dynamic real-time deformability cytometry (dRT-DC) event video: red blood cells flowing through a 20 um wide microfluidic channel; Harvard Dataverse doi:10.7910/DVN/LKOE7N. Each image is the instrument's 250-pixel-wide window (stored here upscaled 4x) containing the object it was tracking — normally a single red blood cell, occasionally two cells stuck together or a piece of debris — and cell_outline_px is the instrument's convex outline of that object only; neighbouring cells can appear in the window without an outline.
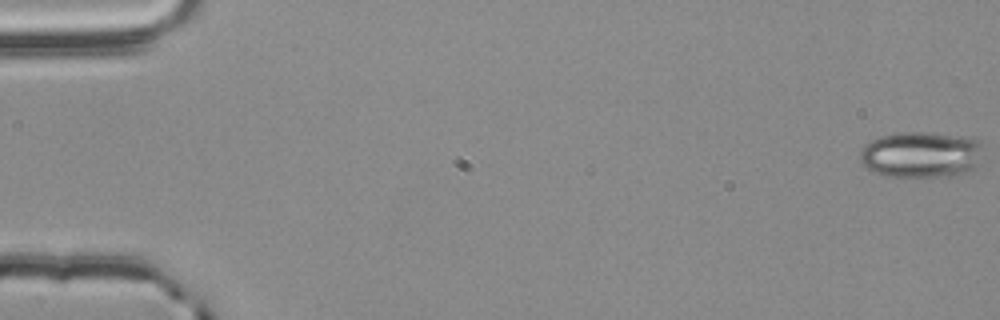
{"species": "common noctule bat (a hibernating species)", "species_latin": "Nyctalus noctula", "temperature_condition": "room temperature", "stored_images_in_passage": 56, "camera_frame_rate_fps": 3000, "um_per_image_px": 0.085, "animal": {"sex": "male", "body_mass_g": 20.4}, "frame": {"image": 1, "passage_image": 1, "time_ms": 0.0, "image_size_px": [1000, 320], "cell_outline_px": [[984, 144], [976, 164], [968, 172], [952, 176], [904, 180], [884, 176], [872, 172], [860, 160], [860, 152], [872, 140], [880, 136], [904, 132], [928, 132], [964, 136], [984, 140]], "centroid_in_image_um": [78.31, 13.18], "position_along_channel_um": 6.7, "area_um2": 34.1}}
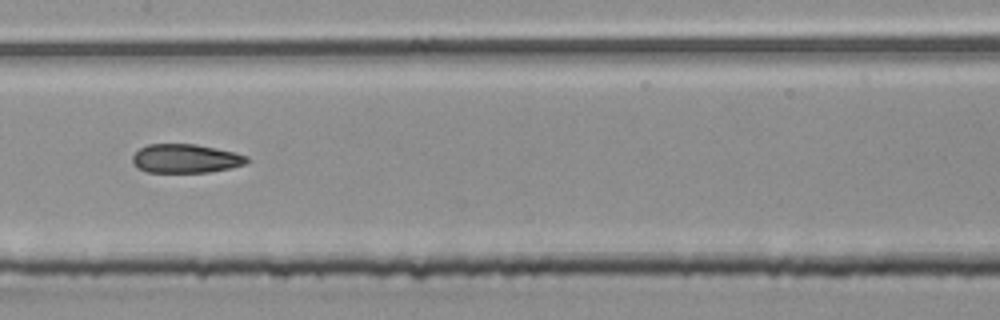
{"frame": {"image": 2, "passage_image": 29, "time_ms": 9.333, "image_size_px": [1000, 320], "cell_outline_px": [[252, 160], [244, 164], [228, 168], [208, 172], [148, 172], [140, 168], [132, 160], [132, 156], [140, 148], [148, 144], [196, 144], [232, 152], [248, 156]], "centroid_in_image_um": [15.8, 13.47], "position_along_channel_um": 191.6, "area_um2": 18.96}}
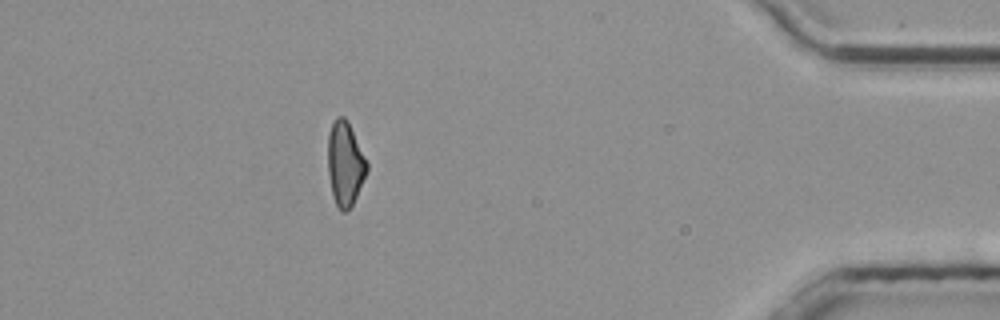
{"frame": {"image": 3, "passage_image": 50, "time_ms": 16.333, "image_size_px": [1000, 320], "cell_outline_px": [[368, 172], [352, 204], [344, 212], [340, 212], [332, 196], [328, 172], [328, 132], [336, 116], [344, 116], [348, 120], [368, 164]], "centroid_in_image_um": [29.32, 13.9], "position_along_channel_um": 405.9, "area_um2": 19.19}, "authors_computed_cell_mechanics": {"area_um2": 20.0566, "velocity_mm_per_s": 3.7917, "shape_relaxation_time_tau1_ms": null, "shape_relaxation_time_tau2_ms": 3.6068, "deformation_change_tau1": null, "deformation_change_tau2": 0.1254}}